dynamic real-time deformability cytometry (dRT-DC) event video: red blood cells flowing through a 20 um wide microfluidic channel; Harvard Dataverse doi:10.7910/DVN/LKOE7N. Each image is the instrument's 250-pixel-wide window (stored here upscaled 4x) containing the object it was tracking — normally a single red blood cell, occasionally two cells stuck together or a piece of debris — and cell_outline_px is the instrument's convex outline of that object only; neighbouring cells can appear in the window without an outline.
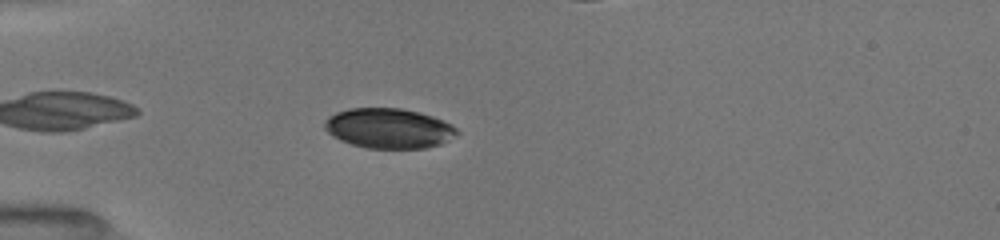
{"species": "common noctule bat (a hibernating species)", "species_latin": "Nyctalus noctula", "temperature_condition": "room temperature", "stored_images_in_passage": 41, "camera_frame_rate_fps": 3000, "um_per_image_px": 0.085, "animal": {"sex": "female", "body_mass_g": 19.5, "forearm_length_mm": 54.1}, "frame": {"image": 1, "passage_image": 4, "time_ms": 1.0, "image_size_px": [1000, 240], "cell_outline_px": [[460, 132], [440, 144], [424, 148], [368, 148], [352, 144], [340, 140], [332, 136], [324, 128], [324, 120], [328, 116], [336, 112], [352, 108], [400, 108], [432, 116], [444, 120], [456, 128]], "centroid_in_image_um": [33.01, 10.9], "position_along_channel_um": 52.0, "area_um2": 30.69}}